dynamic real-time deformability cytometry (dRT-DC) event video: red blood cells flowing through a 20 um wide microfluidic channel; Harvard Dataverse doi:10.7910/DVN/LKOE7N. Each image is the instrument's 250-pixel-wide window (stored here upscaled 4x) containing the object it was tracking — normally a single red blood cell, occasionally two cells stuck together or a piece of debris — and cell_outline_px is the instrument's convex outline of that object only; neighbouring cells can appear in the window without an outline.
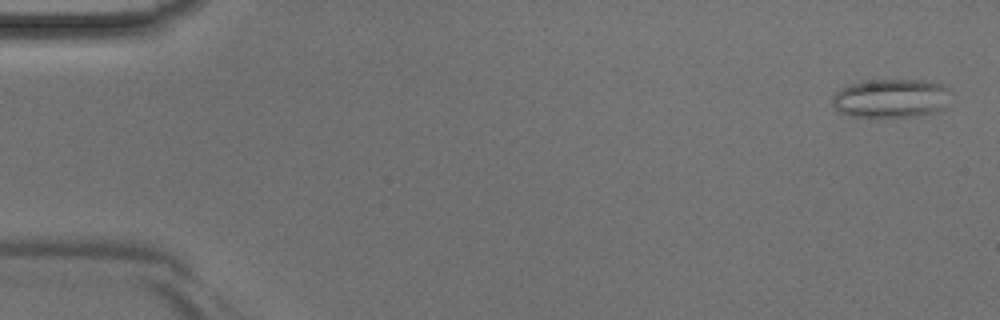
{"species": "Egyptian fruit bat (a non-hibernating species)", "species_latin": "Rousettus aegyptiacus", "temperature_condition": "room temperature", "stored_images_in_passage": 14, "camera_frame_rate_fps": 3000, "um_per_image_px": 0.085, "animal": {"sex": "male"}, "frame": {"image": 1, "passage_image": 2, "time_ms": 0.333, "image_size_px": [1000, 320], "cell_outline_px": [[948, 88], [944, 108], [936, 112], [916, 116], [848, 116], [836, 112], [832, 104], [832, 96], [840, 88], [848, 84], [872, 80], [924, 80], [944, 84]], "centroid_in_image_um": [75.67, 8.35], "position_along_channel_um": 9.3, "area_um2": 26.76}}
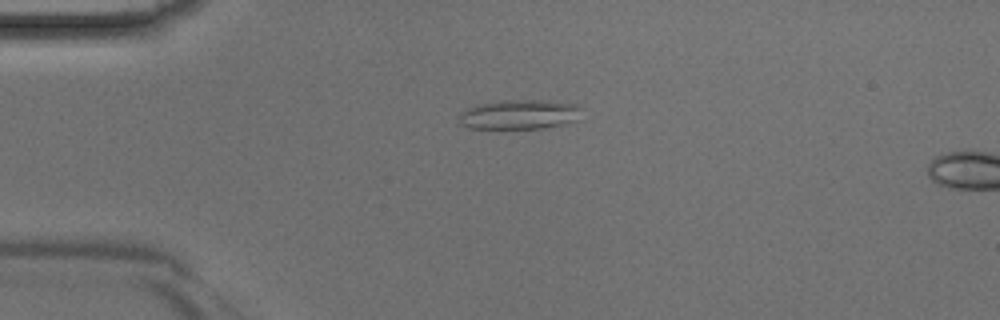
{"frame": {"image": 2, "passage_image": 11, "time_ms": 3.333, "image_size_px": [1000, 320], "cell_outline_px": [[584, 108], [580, 120], [548, 128], [468, 128], [460, 124], [456, 116], [464, 108], [480, 104], [508, 100], [544, 100], [580, 104]], "centroid_in_image_um": [44.21, 9.73], "position_along_channel_um": 40.8, "area_um2": 21.73}}